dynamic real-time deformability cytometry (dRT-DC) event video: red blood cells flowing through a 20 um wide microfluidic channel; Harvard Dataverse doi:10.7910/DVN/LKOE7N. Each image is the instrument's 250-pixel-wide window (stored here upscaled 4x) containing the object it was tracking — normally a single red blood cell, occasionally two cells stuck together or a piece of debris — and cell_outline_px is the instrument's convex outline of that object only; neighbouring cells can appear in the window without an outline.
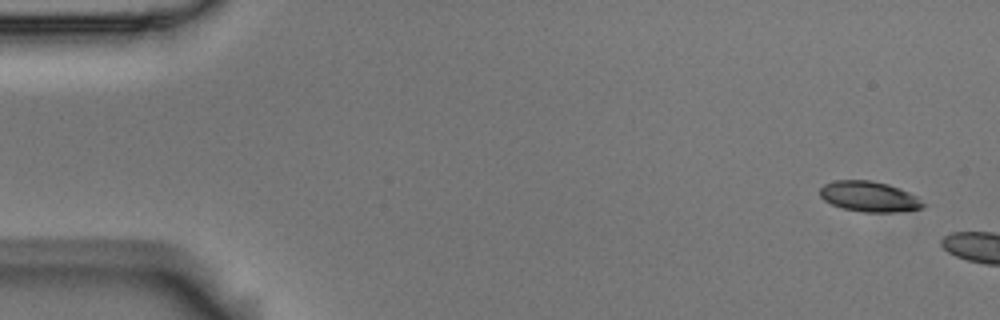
{"species": "Egyptian fruit bat (a non-hibernating species)", "species_latin": "Rousettus aegyptiacus", "temperature_condition": "room temperature", "stored_images_in_passage": 3, "camera_frame_rate_fps": 3000, "um_per_image_px": 0.085, "animal": {"sex": "male"}, "frame": {"image": 1, "passage_image": 1, "time_ms": 0.0, "image_size_px": [1000, 320], "cell_outline_px": [[928, 204], [924, 208], [896, 212], [864, 212], [844, 208], [832, 204], [824, 200], [820, 196], [820, 188], [824, 184], [836, 180], [868, 180], [888, 184], [900, 188], [916, 196]], "centroid_in_image_um": [73.92, 16.71], "position_along_channel_um": 11.1, "area_um2": 18.32}}